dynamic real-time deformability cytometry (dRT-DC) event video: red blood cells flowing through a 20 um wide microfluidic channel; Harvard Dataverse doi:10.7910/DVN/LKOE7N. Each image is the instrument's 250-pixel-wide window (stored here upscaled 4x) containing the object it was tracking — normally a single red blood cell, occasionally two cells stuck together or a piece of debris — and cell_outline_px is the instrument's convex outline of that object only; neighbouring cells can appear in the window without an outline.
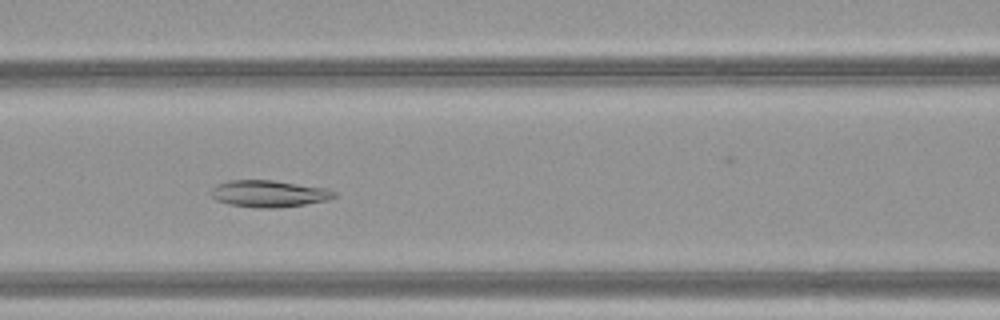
{"species": "common noctule bat (a hibernating species)", "species_latin": "Nyctalus noctula", "temperature_condition": "warm", "stored_images_in_passage": 41, "camera_frame_rate_fps": 3000, "um_per_image_px": 0.085, "animal": {"sex": "female", "body_mass_g": 21.9}, "frame": {"image": 1, "passage_image": 13, "time_ms": 4.0, "image_size_px": [1000, 320], "cell_outline_px": [[336, 196], [328, 200], [304, 204], [276, 208], [256, 208], [232, 204], [216, 200], [212, 196], [212, 188], [216, 184], [228, 180], [272, 180], [328, 188], [336, 192]], "centroid_in_image_um": [22.87, 16.45], "position_along_channel_um": 143.7, "area_um2": 19.19}}
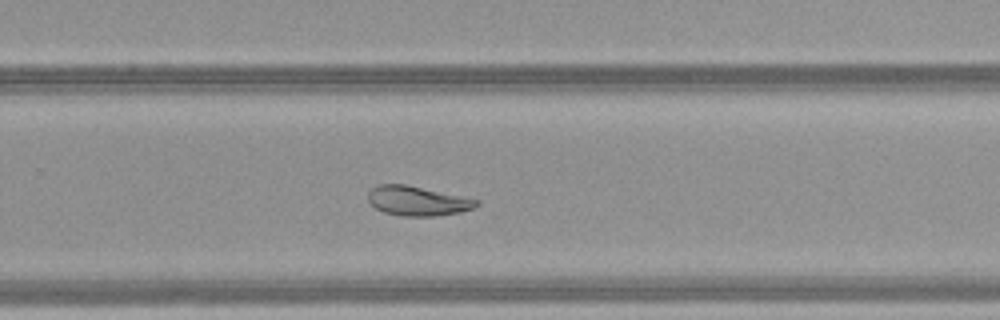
{"frame": {"image": 2, "passage_image": 24, "time_ms": 7.667, "image_size_px": [1000, 320], "cell_outline_px": [[480, 204], [472, 208], [460, 212], [436, 216], [400, 216], [384, 212], [376, 208], [368, 200], [368, 192], [372, 188], [380, 184], [404, 184], [480, 200]], "centroid_in_image_um": [35.48, 17.08], "position_along_channel_um": 294.3, "area_um2": 18.5}}
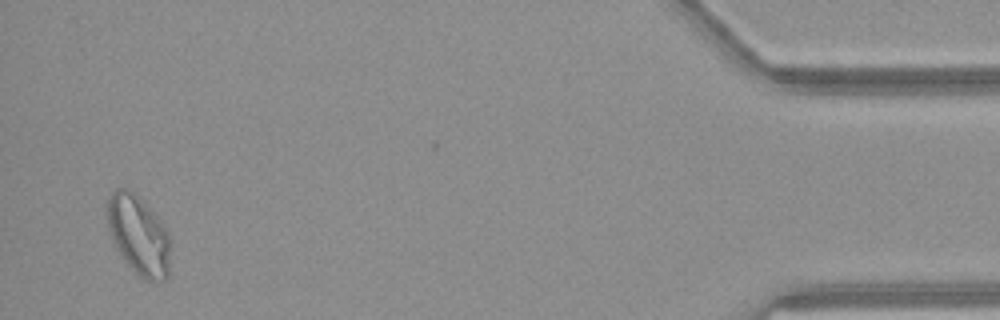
{"frame": {"image": 3, "passage_image": 39, "time_ms": 12.667, "image_size_px": [1000, 320], "cell_outline_px": [[168, 280], [156, 284], [140, 276], [124, 260], [116, 248], [112, 240], [108, 228], [108, 196], [116, 188], [124, 188], [132, 192], [156, 216], [168, 232]], "centroid_in_image_um": [11.77, 20.03], "position_along_channel_um": 423.4, "area_um2": 28.55}, "authors_computed_cell_mechanics": {"area_um2": 21.2126, "velocity_mm_per_s": 4.1159, "shape_relaxation_time_tau1_ms": 10.1303, "shape_relaxation_time_tau2_ms": 5.3629, "deformation_change_tau1": 0.2201, "deformation_change_tau2": 0.0865}}